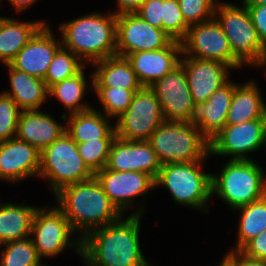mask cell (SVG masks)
Masks as SVG:
<instances>
[{
  "label": "cell",
  "mask_w": 266,
  "mask_h": 266,
  "mask_svg": "<svg viewBox=\"0 0 266 266\" xmlns=\"http://www.w3.org/2000/svg\"><path fill=\"white\" fill-rule=\"evenodd\" d=\"M126 218L90 231L82 239V262L85 266H153L146 260L140 245L144 204ZM125 218V219H124Z\"/></svg>",
  "instance_id": "cell-1"
},
{
  "label": "cell",
  "mask_w": 266,
  "mask_h": 266,
  "mask_svg": "<svg viewBox=\"0 0 266 266\" xmlns=\"http://www.w3.org/2000/svg\"><path fill=\"white\" fill-rule=\"evenodd\" d=\"M54 196L56 206L82 239L90 231L116 222L123 216L95 177L68 185Z\"/></svg>",
  "instance_id": "cell-2"
},
{
  "label": "cell",
  "mask_w": 266,
  "mask_h": 266,
  "mask_svg": "<svg viewBox=\"0 0 266 266\" xmlns=\"http://www.w3.org/2000/svg\"><path fill=\"white\" fill-rule=\"evenodd\" d=\"M117 16L91 12L59 24L62 46L86 65L116 55Z\"/></svg>",
  "instance_id": "cell-3"
},
{
  "label": "cell",
  "mask_w": 266,
  "mask_h": 266,
  "mask_svg": "<svg viewBox=\"0 0 266 266\" xmlns=\"http://www.w3.org/2000/svg\"><path fill=\"white\" fill-rule=\"evenodd\" d=\"M220 172L211 174V197L235 209L266 195V173L254 160H225Z\"/></svg>",
  "instance_id": "cell-4"
},
{
  "label": "cell",
  "mask_w": 266,
  "mask_h": 266,
  "mask_svg": "<svg viewBox=\"0 0 266 266\" xmlns=\"http://www.w3.org/2000/svg\"><path fill=\"white\" fill-rule=\"evenodd\" d=\"M203 163L205 161L163 164L155 179V187L166 188L174 202L180 206L207 214L208 202L212 199V172L205 171Z\"/></svg>",
  "instance_id": "cell-5"
},
{
  "label": "cell",
  "mask_w": 266,
  "mask_h": 266,
  "mask_svg": "<svg viewBox=\"0 0 266 266\" xmlns=\"http://www.w3.org/2000/svg\"><path fill=\"white\" fill-rule=\"evenodd\" d=\"M214 17L223 29L233 55L245 67L261 69L266 62V46L258 38L247 7L219 0Z\"/></svg>",
  "instance_id": "cell-6"
},
{
  "label": "cell",
  "mask_w": 266,
  "mask_h": 266,
  "mask_svg": "<svg viewBox=\"0 0 266 266\" xmlns=\"http://www.w3.org/2000/svg\"><path fill=\"white\" fill-rule=\"evenodd\" d=\"M161 164L209 160V142L184 121H163L148 140ZM208 158V159H207Z\"/></svg>",
  "instance_id": "cell-7"
},
{
  "label": "cell",
  "mask_w": 266,
  "mask_h": 266,
  "mask_svg": "<svg viewBox=\"0 0 266 266\" xmlns=\"http://www.w3.org/2000/svg\"><path fill=\"white\" fill-rule=\"evenodd\" d=\"M78 152L76 142L65 132L40 153L38 178L45 179L53 195L62 188L94 177Z\"/></svg>",
  "instance_id": "cell-8"
},
{
  "label": "cell",
  "mask_w": 266,
  "mask_h": 266,
  "mask_svg": "<svg viewBox=\"0 0 266 266\" xmlns=\"http://www.w3.org/2000/svg\"><path fill=\"white\" fill-rule=\"evenodd\" d=\"M30 238L41 260L55 259L70 247L74 253L82 257V238L57 206L49 207L46 204L37 208Z\"/></svg>",
  "instance_id": "cell-9"
},
{
  "label": "cell",
  "mask_w": 266,
  "mask_h": 266,
  "mask_svg": "<svg viewBox=\"0 0 266 266\" xmlns=\"http://www.w3.org/2000/svg\"><path fill=\"white\" fill-rule=\"evenodd\" d=\"M266 148V118L225 127L209 142V155L228 160H254L251 154Z\"/></svg>",
  "instance_id": "cell-10"
},
{
  "label": "cell",
  "mask_w": 266,
  "mask_h": 266,
  "mask_svg": "<svg viewBox=\"0 0 266 266\" xmlns=\"http://www.w3.org/2000/svg\"><path fill=\"white\" fill-rule=\"evenodd\" d=\"M164 121L159 100L150 87L136 91L129 108L114 122L118 138L148 141Z\"/></svg>",
  "instance_id": "cell-11"
},
{
  "label": "cell",
  "mask_w": 266,
  "mask_h": 266,
  "mask_svg": "<svg viewBox=\"0 0 266 266\" xmlns=\"http://www.w3.org/2000/svg\"><path fill=\"white\" fill-rule=\"evenodd\" d=\"M181 45L182 56L221 61L234 71L244 67L233 55L228 39L215 17L189 26Z\"/></svg>",
  "instance_id": "cell-12"
},
{
  "label": "cell",
  "mask_w": 266,
  "mask_h": 266,
  "mask_svg": "<svg viewBox=\"0 0 266 266\" xmlns=\"http://www.w3.org/2000/svg\"><path fill=\"white\" fill-rule=\"evenodd\" d=\"M172 41L164 30L152 26L137 13L117 15L116 55L125 57L138 51L160 50Z\"/></svg>",
  "instance_id": "cell-13"
},
{
  "label": "cell",
  "mask_w": 266,
  "mask_h": 266,
  "mask_svg": "<svg viewBox=\"0 0 266 266\" xmlns=\"http://www.w3.org/2000/svg\"><path fill=\"white\" fill-rule=\"evenodd\" d=\"M94 177L110 201L124 216L127 215L128 209L135 205V199L139 197L146 199L147 194L156 189L155 180L143 172L112 171L105 167L96 172Z\"/></svg>",
  "instance_id": "cell-14"
},
{
  "label": "cell",
  "mask_w": 266,
  "mask_h": 266,
  "mask_svg": "<svg viewBox=\"0 0 266 266\" xmlns=\"http://www.w3.org/2000/svg\"><path fill=\"white\" fill-rule=\"evenodd\" d=\"M150 88L159 100L165 121H188L194 103L181 64L157 80Z\"/></svg>",
  "instance_id": "cell-15"
},
{
  "label": "cell",
  "mask_w": 266,
  "mask_h": 266,
  "mask_svg": "<svg viewBox=\"0 0 266 266\" xmlns=\"http://www.w3.org/2000/svg\"><path fill=\"white\" fill-rule=\"evenodd\" d=\"M193 103L205 102L217 89L230 79L233 69L217 60L181 56Z\"/></svg>",
  "instance_id": "cell-16"
},
{
  "label": "cell",
  "mask_w": 266,
  "mask_h": 266,
  "mask_svg": "<svg viewBox=\"0 0 266 266\" xmlns=\"http://www.w3.org/2000/svg\"><path fill=\"white\" fill-rule=\"evenodd\" d=\"M40 151L16 137L0 142V182L16 184L38 177Z\"/></svg>",
  "instance_id": "cell-17"
},
{
  "label": "cell",
  "mask_w": 266,
  "mask_h": 266,
  "mask_svg": "<svg viewBox=\"0 0 266 266\" xmlns=\"http://www.w3.org/2000/svg\"><path fill=\"white\" fill-rule=\"evenodd\" d=\"M161 166L149 141H127L116 136L106 168L112 171L143 172L155 180Z\"/></svg>",
  "instance_id": "cell-18"
},
{
  "label": "cell",
  "mask_w": 266,
  "mask_h": 266,
  "mask_svg": "<svg viewBox=\"0 0 266 266\" xmlns=\"http://www.w3.org/2000/svg\"><path fill=\"white\" fill-rule=\"evenodd\" d=\"M229 80L217 89L205 102L194 103L188 123L196 125L201 135L210 142L226 125L235 87L239 84Z\"/></svg>",
  "instance_id": "cell-19"
},
{
  "label": "cell",
  "mask_w": 266,
  "mask_h": 266,
  "mask_svg": "<svg viewBox=\"0 0 266 266\" xmlns=\"http://www.w3.org/2000/svg\"><path fill=\"white\" fill-rule=\"evenodd\" d=\"M52 31L49 23L45 24L18 52L10 65L44 80L54 54L62 46L61 37L57 40Z\"/></svg>",
  "instance_id": "cell-20"
},
{
  "label": "cell",
  "mask_w": 266,
  "mask_h": 266,
  "mask_svg": "<svg viewBox=\"0 0 266 266\" xmlns=\"http://www.w3.org/2000/svg\"><path fill=\"white\" fill-rule=\"evenodd\" d=\"M181 42L173 40L160 50L138 51L126 55L132 69L143 87H150L157 80L171 72L180 64Z\"/></svg>",
  "instance_id": "cell-21"
},
{
  "label": "cell",
  "mask_w": 266,
  "mask_h": 266,
  "mask_svg": "<svg viewBox=\"0 0 266 266\" xmlns=\"http://www.w3.org/2000/svg\"><path fill=\"white\" fill-rule=\"evenodd\" d=\"M60 119L63 120L62 123L41 109L21 111L15 137L41 152L66 132L65 115L61 114Z\"/></svg>",
  "instance_id": "cell-22"
},
{
  "label": "cell",
  "mask_w": 266,
  "mask_h": 266,
  "mask_svg": "<svg viewBox=\"0 0 266 266\" xmlns=\"http://www.w3.org/2000/svg\"><path fill=\"white\" fill-rule=\"evenodd\" d=\"M5 67L8 71L10 88L2 92L11 96L21 111L40 110L49 98L45 81L19 71L10 64Z\"/></svg>",
  "instance_id": "cell-23"
},
{
  "label": "cell",
  "mask_w": 266,
  "mask_h": 266,
  "mask_svg": "<svg viewBox=\"0 0 266 266\" xmlns=\"http://www.w3.org/2000/svg\"><path fill=\"white\" fill-rule=\"evenodd\" d=\"M66 132L76 142L115 139V126L95 107L65 116Z\"/></svg>",
  "instance_id": "cell-24"
},
{
  "label": "cell",
  "mask_w": 266,
  "mask_h": 266,
  "mask_svg": "<svg viewBox=\"0 0 266 266\" xmlns=\"http://www.w3.org/2000/svg\"><path fill=\"white\" fill-rule=\"evenodd\" d=\"M266 118V103L258 83L252 78L235 87L226 125H238L254 119Z\"/></svg>",
  "instance_id": "cell-25"
},
{
  "label": "cell",
  "mask_w": 266,
  "mask_h": 266,
  "mask_svg": "<svg viewBox=\"0 0 266 266\" xmlns=\"http://www.w3.org/2000/svg\"><path fill=\"white\" fill-rule=\"evenodd\" d=\"M94 87H117L124 89H141L136 73L126 57L114 55L91 64Z\"/></svg>",
  "instance_id": "cell-26"
},
{
  "label": "cell",
  "mask_w": 266,
  "mask_h": 266,
  "mask_svg": "<svg viewBox=\"0 0 266 266\" xmlns=\"http://www.w3.org/2000/svg\"><path fill=\"white\" fill-rule=\"evenodd\" d=\"M87 66L88 65L73 77L57 82L48 88V97L57 99L58 102L64 106L65 110H67L66 113H62L65 116L93 108L90 103L83 100L87 95L88 90H94L93 71L89 74L90 80L89 78H85L86 75L84 71Z\"/></svg>",
  "instance_id": "cell-27"
},
{
  "label": "cell",
  "mask_w": 266,
  "mask_h": 266,
  "mask_svg": "<svg viewBox=\"0 0 266 266\" xmlns=\"http://www.w3.org/2000/svg\"><path fill=\"white\" fill-rule=\"evenodd\" d=\"M45 24L43 20L22 21L9 17L0 30V63L10 64Z\"/></svg>",
  "instance_id": "cell-28"
},
{
  "label": "cell",
  "mask_w": 266,
  "mask_h": 266,
  "mask_svg": "<svg viewBox=\"0 0 266 266\" xmlns=\"http://www.w3.org/2000/svg\"><path fill=\"white\" fill-rule=\"evenodd\" d=\"M18 203H0V245L30 237L37 206Z\"/></svg>",
  "instance_id": "cell-29"
},
{
  "label": "cell",
  "mask_w": 266,
  "mask_h": 266,
  "mask_svg": "<svg viewBox=\"0 0 266 266\" xmlns=\"http://www.w3.org/2000/svg\"><path fill=\"white\" fill-rule=\"evenodd\" d=\"M233 212L239 213L237 240L235 247L229 251H239L249 240L266 230V195Z\"/></svg>",
  "instance_id": "cell-30"
},
{
  "label": "cell",
  "mask_w": 266,
  "mask_h": 266,
  "mask_svg": "<svg viewBox=\"0 0 266 266\" xmlns=\"http://www.w3.org/2000/svg\"><path fill=\"white\" fill-rule=\"evenodd\" d=\"M0 266H43L30 237L0 245Z\"/></svg>",
  "instance_id": "cell-31"
},
{
  "label": "cell",
  "mask_w": 266,
  "mask_h": 266,
  "mask_svg": "<svg viewBox=\"0 0 266 266\" xmlns=\"http://www.w3.org/2000/svg\"><path fill=\"white\" fill-rule=\"evenodd\" d=\"M101 104V111L111 120L118 119L130 106L133 96L140 89H124L117 87H93Z\"/></svg>",
  "instance_id": "cell-32"
},
{
  "label": "cell",
  "mask_w": 266,
  "mask_h": 266,
  "mask_svg": "<svg viewBox=\"0 0 266 266\" xmlns=\"http://www.w3.org/2000/svg\"><path fill=\"white\" fill-rule=\"evenodd\" d=\"M86 64L72 51L61 46L53 56L44 81L49 88L53 84L73 77L79 73Z\"/></svg>",
  "instance_id": "cell-33"
},
{
  "label": "cell",
  "mask_w": 266,
  "mask_h": 266,
  "mask_svg": "<svg viewBox=\"0 0 266 266\" xmlns=\"http://www.w3.org/2000/svg\"><path fill=\"white\" fill-rule=\"evenodd\" d=\"M113 141L114 139H98L76 143L79 155L94 174L107 166Z\"/></svg>",
  "instance_id": "cell-34"
},
{
  "label": "cell",
  "mask_w": 266,
  "mask_h": 266,
  "mask_svg": "<svg viewBox=\"0 0 266 266\" xmlns=\"http://www.w3.org/2000/svg\"><path fill=\"white\" fill-rule=\"evenodd\" d=\"M163 30L175 41L181 42L189 25L185 22L178 0H163Z\"/></svg>",
  "instance_id": "cell-35"
},
{
  "label": "cell",
  "mask_w": 266,
  "mask_h": 266,
  "mask_svg": "<svg viewBox=\"0 0 266 266\" xmlns=\"http://www.w3.org/2000/svg\"><path fill=\"white\" fill-rule=\"evenodd\" d=\"M21 110L11 96L0 93V142L15 138Z\"/></svg>",
  "instance_id": "cell-36"
},
{
  "label": "cell",
  "mask_w": 266,
  "mask_h": 266,
  "mask_svg": "<svg viewBox=\"0 0 266 266\" xmlns=\"http://www.w3.org/2000/svg\"><path fill=\"white\" fill-rule=\"evenodd\" d=\"M219 0H178L185 22L191 26L214 17Z\"/></svg>",
  "instance_id": "cell-37"
},
{
  "label": "cell",
  "mask_w": 266,
  "mask_h": 266,
  "mask_svg": "<svg viewBox=\"0 0 266 266\" xmlns=\"http://www.w3.org/2000/svg\"><path fill=\"white\" fill-rule=\"evenodd\" d=\"M136 13L152 26L163 30V0H144Z\"/></svg>",
  "instance_id": "cell-38"
},
{
  "label": "cell",
  "mask_w": 266,
  "mask_h": 266,
  "mask_svg": "<svg viewBox=\"0 0 266 266\" xmlns=\"http://www.w3.org/2000/svg\"><path fill=\"white\" fill-rule=\"evenodd\" d=\"M239 252L248 258L266 261V230L249 240Z\"/></svg>",
  "instance_id": "cell-39"
},
{
  "label": "cell",
  "mask_w": 266,
  "mask_h": 266,
  "mask_svg": "<svg viewBox=\"0 0 266 266\" xmlns=\"http://www.w3.org/2000/svg\"><path fill=\"white\" fill-rule=\"evenodd\" d=\"M246 7L252 18L258 38L266 46V4Z\"/></svg>",
  "instance_id": "cell-40"
},
{
  "label": "cell",
  "mask_w": 266,
  "mask_h": 266,
  "mask_svg": "<svg viewBox=\"0 0 266 266\" xmlns=\"http://www.w3.org/2000/svg\"><path fill=\"white\" fill-rule=\"evenodd\" d=\"M225 254L236 266H266V261L248 258L239 251H228Z\"/></svg>",
  "instance_id": "cell-41"
},
{
  "label": "cell",
  "mask_w": 266,
  "mask_h": 266,
  "mask_svg": "<svg viewBox=\"0 0 266 266\" xmlns=\"http://www.w3.org/2000/svg\"><path fill=\"white\" fill-rule=\"evenodd\" d=\"M117 9L113 12L116 16L124 13H136L144 0H115Z\"/></svg>",
  "instance_id": "cell-42"
},
{
  "label": "cell",
  "mask_w": 266,
  "mask_h": 266,
  "mask_svg": "<svg viewBox=\"0 0 266 266\" xmlns=\"http://www.w3.org/2000/svg\"><path fill=\"white\" fill-rule=\"evenodd\" d=\"M39 0H7L10 6L16 11L17 14H21L23 10H27L28 8H31L34 3H36Z\"/></svg>",
  "instance_id": "cell-43"
},
{
  "label": "cell",
  "mask_w": 266,
  "mask_h": 266,
  "mask_svg": "<svg viewBox=\"0 0 266 266\" xmlns=\"http://www.w3.org/2000/svg\"><path fill=\"white\" fill-rule=\"evenodd\" d=\"M259 4H266V0H242L243 6H256Z\"/></svg>",
  "instance_id": "cell-44"
},
{
  "label": "cell",
  "mask_w": 266,
  "mask_h": 266,
  "mask_svg": "<svg viewBox=\"0 0 266 266\" xmlns=\"http://www.w3.org/2000/svg\"><path fill=\"white\" fill-rule=\"evenodd\" d=\"M217 266H236V264L225 254Z\"/></svg>",
  "instance_id": "cell-45"
},
{
  "label": "cell",
  "mask_w": 266,
  "mask_h": 266,
  "mask_svg": "<svg viewBox=\"0 0 266 266\" xmlns=\"http://www.w3.org/2000/svg\"><path fill=\"white\" fill-rule=\"evenodd\" d=\"M9 17H5V16H0V30L4 24V22L8 19Z\"/></svg>",
  "instance_id": "cell-46"
},
{
  "label": "cell",
  "mask_w": 266,
  "mask_h": 266,
  "mask_svg": "<svg viewBox=\"0 0 266 266\" xmlns=\"http://www.w3.org/2000/svg\"><path fill=\"white\" fill-rule=\"evenodd\" d=\"M263 70H265L264 72L266 73V62H265V64H264V66L262 67V71ZM265 76H266V74H265Z\"/></svg>",
  "instance_id": "cell-47"
}]
</instances>
